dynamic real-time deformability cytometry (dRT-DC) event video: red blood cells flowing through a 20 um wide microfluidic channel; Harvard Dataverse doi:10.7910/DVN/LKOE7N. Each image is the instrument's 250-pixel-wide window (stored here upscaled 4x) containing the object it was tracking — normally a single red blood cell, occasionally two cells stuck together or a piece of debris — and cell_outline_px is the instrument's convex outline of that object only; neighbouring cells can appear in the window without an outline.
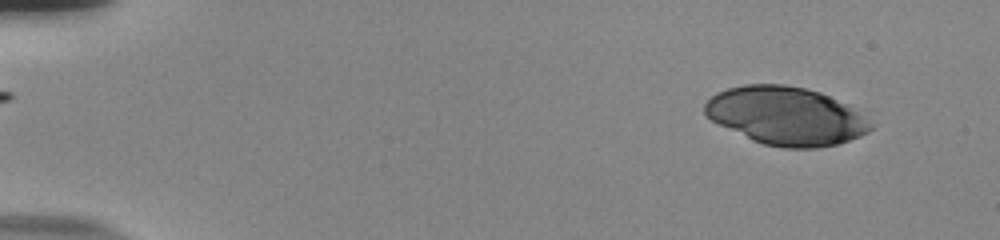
{"species": "human", "species_latin": "Homo sapiens", "temperature_condition": "room temperature", "stored_images_in_passage": 50, "camera_frame_rate_fps": 3000, "um_per_image_px": 0.085, "donor": {"sex": "male"}, "frame": {"image": 1, "passage_image": 1, "time_ms": 0.0, "image_size_px": [1000, 240], "cell_outline_px": [[876, 124], [868, 132], [860, 136], [836, 144], [816, 148], [784, 148], [764, 144], [752, 140], [712, 120], [704, 112], [704, 104], [716, 92], [728, 88], [744, 84], [784, 84], [804, 88], [820, 92], [868, 108]], "centroid_in_image_um": [67.0, 9.83], "position_along_channel_um": 18.0, "area_um2": 57.68}}